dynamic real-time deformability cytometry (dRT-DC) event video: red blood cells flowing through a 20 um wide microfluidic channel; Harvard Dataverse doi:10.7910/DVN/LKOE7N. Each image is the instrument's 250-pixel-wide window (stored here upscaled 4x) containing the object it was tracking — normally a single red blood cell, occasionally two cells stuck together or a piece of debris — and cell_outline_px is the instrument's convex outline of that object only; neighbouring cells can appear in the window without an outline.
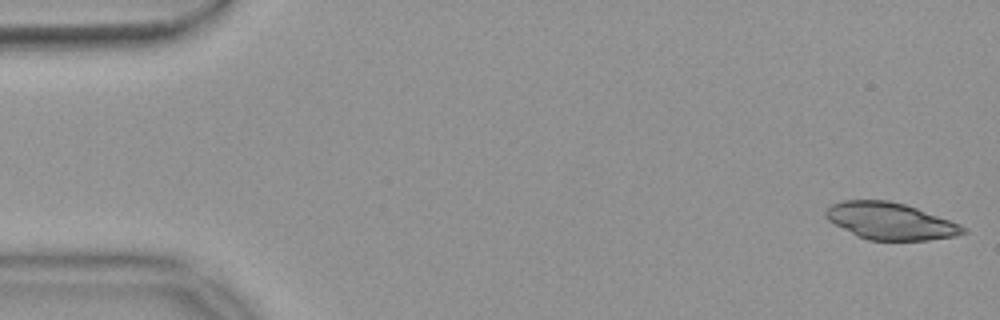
{"species": "common noctule bat (a hibernating species)", "species_latin": "Nyctalus noctula", "temperature_condition": "warm", "stored_images_in_passage": 23, "camera_frame_rate_fps": 3000, "um_per_image_px": 0.085, "animal": {"sex": "female", "body_mass_g": 18.4}, "frame": {"image": 1, "passage_image": 1, "time_ms": 0.0, "image_size_px": [1000, 320], "cell_outline_px": [[968, 232], [956, 236], [928, 240], [868, 240], [856, 236], [828, 220], [824, 216], [824, 212], [832, 204], [840, 200], [888, 200], [904, 204], [916, 208], [960, 224], [968, 228]], "centroid_in_image_um": [75.67, 18.8], "position_along_channel_um": 9.3, "area_um2": 29.54}}